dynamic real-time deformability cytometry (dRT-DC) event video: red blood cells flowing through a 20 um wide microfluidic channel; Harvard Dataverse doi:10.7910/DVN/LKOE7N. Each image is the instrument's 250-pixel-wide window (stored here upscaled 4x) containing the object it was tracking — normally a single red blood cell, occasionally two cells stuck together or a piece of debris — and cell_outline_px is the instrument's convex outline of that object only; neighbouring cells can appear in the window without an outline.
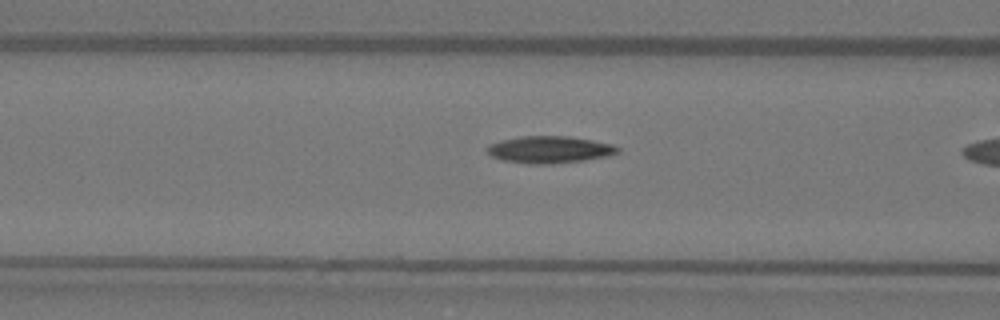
{"species": "Egyptian fruit bat (a non-hibernating species)", "species_latin": "Rousettus aegyptiacus", "temperature_condition": "warm", "stored_images_in_passage": 9, "camera_frame_rate_fps": 3000, "um_per_image_px": 0.085, "animal": {"sex": "female"}, "frame": {"image": 1, "passage_image": 8, "time_ms": 2.333, "image_size_px": [1000, 320], "cell_outline_px": [[620, 152], [608, 156], [584, 160], [552, 164], [528, 164], [500, 160], [492, 156], [484, 148], [488, 144], [500, 140], [520, 136], [568, 136], [592, 140], [612, 144], [620, 148]], "centroid_in_image_um": [46.68, 12.72], "position_along_channel_um": 119.9, "area_um2": 20.81}}